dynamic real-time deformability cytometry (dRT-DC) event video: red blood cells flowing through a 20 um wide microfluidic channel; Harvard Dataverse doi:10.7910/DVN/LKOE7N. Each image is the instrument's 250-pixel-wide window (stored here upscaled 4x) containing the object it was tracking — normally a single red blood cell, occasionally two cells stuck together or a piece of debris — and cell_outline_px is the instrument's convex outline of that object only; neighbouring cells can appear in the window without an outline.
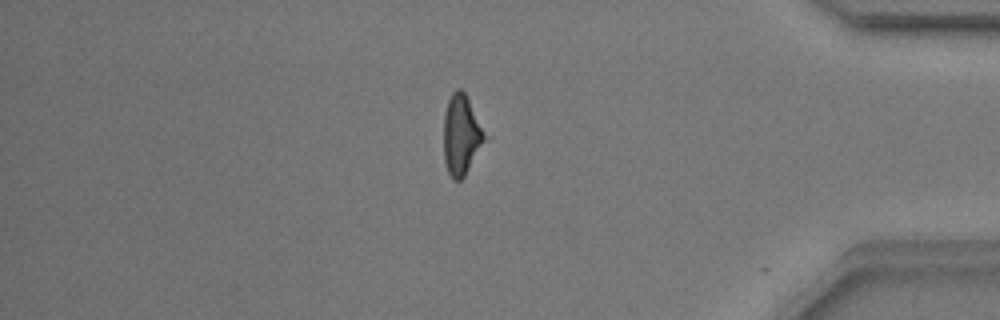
{"species": "common noctule bat (a hibernating species)", "species_latin": "Nyctalus noctula", "temperature_condition": "warm", "stored_images_in_passage": 36, "camera_frame_rate_fps": 3000, "um_per_image_px": 0.085, "animal": {"sex": "male", "body_mass_g": 17.9}, "frame": {"image": 1, "passage_image": 35, "time_ms": 11.333, "image_size_px": [1000, 320], "cell_outline_px": [[492, 136], [464, 176], [460, 180], [452, 180], [448, 172], [444, 160], [444, 112], [448, 100], [452, 92], [456, 88], [460, 88], [464, 92]], "centroid_in_image_um": [39.31, 11.46], "position_along_channel_um": 395.9, "area_um2": 20.35}}